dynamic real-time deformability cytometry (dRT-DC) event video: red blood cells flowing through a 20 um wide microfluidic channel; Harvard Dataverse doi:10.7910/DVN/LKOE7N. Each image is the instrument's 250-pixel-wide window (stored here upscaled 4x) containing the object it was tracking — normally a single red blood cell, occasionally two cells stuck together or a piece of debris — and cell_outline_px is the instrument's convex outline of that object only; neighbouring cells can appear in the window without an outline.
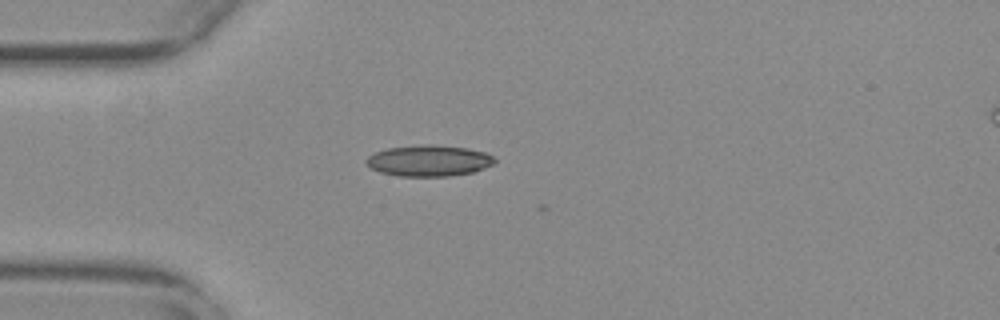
{"species": "common noctule bat (a hibernating species)", "species_latin": "Nyctalus noctula", "temperature_condition": "warm", "stored_images_in_passage": 5, "camera_frame_rate_fps": 3000, "um_per_image_px": 0.085, "animal": {"sex": "female", "body_mass_g": 29.2, "forearm_length_mm": 56.3}, "frame": {"image": 1, "passage_image": 1, "time_ms": 0.0, "image_size_px": [1000, 320], "cell_outline_px": [[496, 164], [472, 172], [448, 176], [400, 176], [380, 172], [372, 168], [364, 160], [368, 156], [376, 152], [388, 148], [428, 144], [432, 144], [468, 148], [488, 152], [496, 160]], "centroid_in_image_um": [36.5, 13.65], "position_along_channel_um": 48.5, "area_um2": 23.29}}